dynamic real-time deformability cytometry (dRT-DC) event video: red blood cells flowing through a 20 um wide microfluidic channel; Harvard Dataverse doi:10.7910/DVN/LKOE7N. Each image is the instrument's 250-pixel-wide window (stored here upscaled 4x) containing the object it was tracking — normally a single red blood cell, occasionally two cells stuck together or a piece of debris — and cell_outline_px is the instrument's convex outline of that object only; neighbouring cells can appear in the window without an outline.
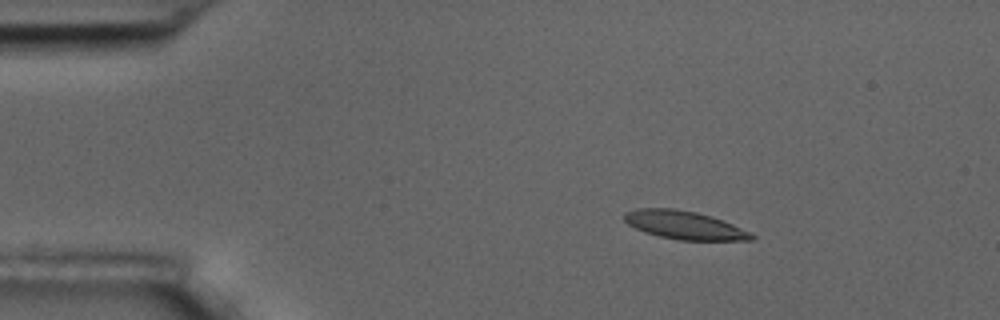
{"species": "common noctule bat (a hibernating species)", "species_latin": "Nyctalus noctula", "temperature_condition": "room temperature", "stored_images_in_passage": 4, "camera_frame_rate_fps": 3000, "um_per_image_px": 0.085, "animal": {"sex": "male", "body_mass_g": 17.5, "forearm_length_mm": 52.3}, "frame": {"image": 1, "passage_image": 2, "time_ms": 1.333, "image_size_px": [1000, 320], "cell_outline_px": [[756, 236], [752, 240], [680, 240], [660, 236], [644, 232], [628, 224], [624, 220], [624, 212], [636, 208], [672, 208], [696, 212], [712, 216], [732, 224]], "centroid_in_image_um": [58.13, 19.12], "position_along_channel_um": 26.9, "area_um2": 20.81}}